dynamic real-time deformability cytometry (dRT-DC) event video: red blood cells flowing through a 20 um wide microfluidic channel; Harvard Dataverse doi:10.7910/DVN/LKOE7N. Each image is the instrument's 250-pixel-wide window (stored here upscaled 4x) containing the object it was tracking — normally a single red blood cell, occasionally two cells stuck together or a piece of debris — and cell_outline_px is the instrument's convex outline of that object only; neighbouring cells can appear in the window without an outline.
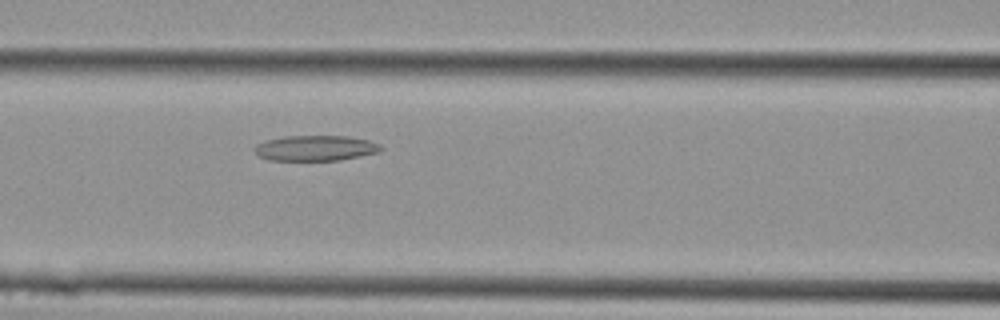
{"species": "Egyptian fruit bat (a non-hibernating species)", "species_latin": "Rousettus aegyptiacus", "temperature_condition": "cold", "stored_images_in_passage": 6, "camera_frame_rate_fps": 3000, "um_per_image_px": 0.085, "animal": {"sex": "female"}, "frame": {"image": 1, "passage_image": 6, "time_ms": 1.667, "image_size_px": [1000, 320], "cell_outline_px": [[384, 148], [380, 152], [340, 160], [268, 160], [256, 156], [252, 148], [256, 144], [264, 140], [284, 136], [348, 136], [368, 140], [380, 144]], "centroid_in_image_um": [26.77, 12.59], "position_along_channel_um": 139.8, "area_um2": 19.02}}